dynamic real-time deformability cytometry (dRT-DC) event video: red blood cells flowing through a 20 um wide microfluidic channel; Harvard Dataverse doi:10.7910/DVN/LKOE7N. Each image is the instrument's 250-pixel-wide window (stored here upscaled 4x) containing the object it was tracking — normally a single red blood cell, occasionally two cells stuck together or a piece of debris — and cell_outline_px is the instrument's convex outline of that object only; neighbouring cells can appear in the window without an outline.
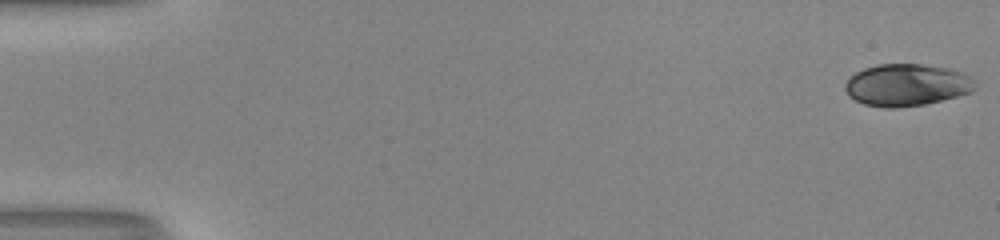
{"species": "human", "species_latin": "Homo sapiens", "temperature_condition": "room temperature", "stored_images_in_passage": 52, "camera_frame_rate_fps": 3000, "um_per_image_px": 0.085, "donor": {"sex": "male"}, "frame": {"image": 1, "passage_image": 1, "time_ms": 0.0, "image_size_px": [1000, 240], "cell_outline_px": [[972, 88], [968, 92], [956, 96], [924, 104], [896, 108], [884, 108], [864, 104], [848, 96], [844, 88], [844, 84], [856, 72], [864, 68], [876, 64], [920, 64], [948, 68], [964, 72], [972, 76]], "centroid_in_image_um": [77.01, 7.21], "position_along_channel_um": 8.0, "area_um2": 31.62}}
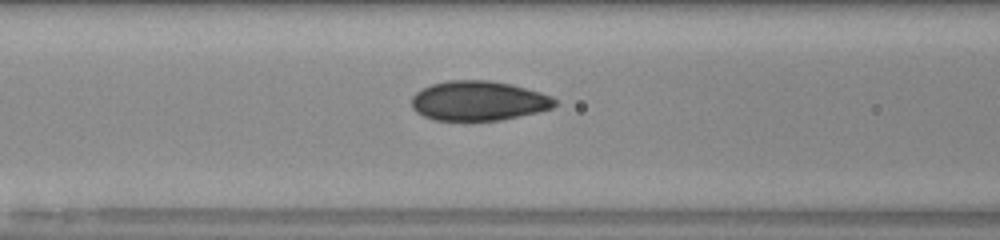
{"frame": {"image": 2, "passage_image": 23, "time_ms": 7.333, "image_size_px": [1000, 240], "cell_outline_px": [[556, 104], [552, 108], [536, 112], [500, 120], [436, 120], [424, 116], [416, 112], [412, 108], [412, 96], [416, 92], [432, 84], [448, 80], [488, 80], [512, 84], [540, 92], [552, 96], [556, 100]], "centroid_in_image_um": [40.67, 8.56], "position_along_channel_um": 125.9, "area_um2": 32.95}}
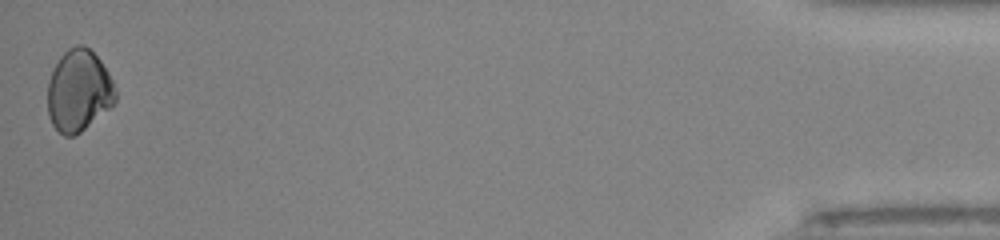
{"frame": {"image": 3, "passage_image": 52, "time_ms": 17.0, "image_size_px": [1000, 240], "cell_outline_px": [[116, 100], [108, 108], [80, 132], [72, 136], [64, 136], [52, 124], [48, 116], [48, 80], [60, 56], [68, 48], [76, 44], [84, 44], [100, 60], [108, 72], [116, 88]], "centroid_in_image_um": [6.68, 7.69], "position_along_channel_um": 428.5, "area_um2": 32.08}, "authors_computed_cell_mechanics": {"area_um2": 32.5992, "velocity_mm_per_s": 4.0975, "shape_relaxation_time_tau1_ms": null, "shape_relaxation_time_tau2_ms": 2.0594, "deformation_change_tau1": null, "deformation_change_tau2": 0.0321}}